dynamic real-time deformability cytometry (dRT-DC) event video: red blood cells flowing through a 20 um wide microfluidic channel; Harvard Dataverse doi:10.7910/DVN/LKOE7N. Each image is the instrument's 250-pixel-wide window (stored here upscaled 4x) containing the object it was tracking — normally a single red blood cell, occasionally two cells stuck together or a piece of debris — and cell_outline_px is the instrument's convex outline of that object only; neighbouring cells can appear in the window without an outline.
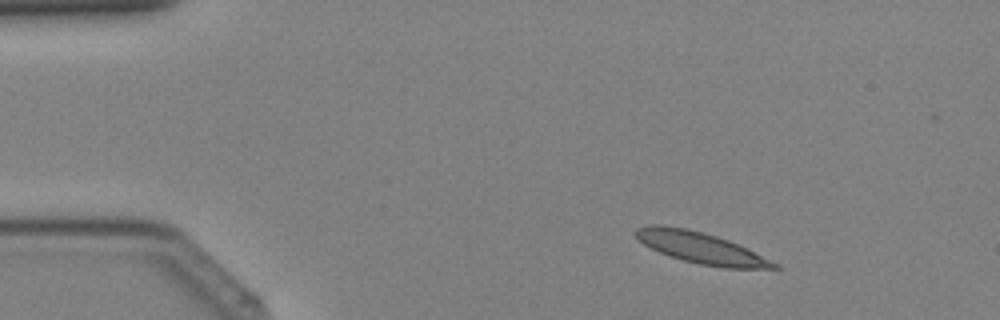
{"species": "Egyptian fruit bat (a non-hibernating species)", "species_latin": "Rousettus aegyptiacus", "temperature_condition": "cold", "stored_images_in_passage": 38, "camera_frame_rate_fps": 3000, "um_per_image_px": 0.085, "animal": {"sex": "female"}, "frame": {"image": 1, "passage_image": 4, "time_ms": 1.0, "image_size_px": [1000, 320], "cell_outline_px": [[784, 268], [724, 268], [700, 264], [684, 260], [660, 252], [644, 244], [632, 232], [636, 228], [648, 224], [660, 224], [688, 228], [704, 232], [728, 240], [748, 248], [780, 264]], "centroid_in_image_um": [59.59, 21.05], "position_along_channel_um": 25.4, "area_um2": 25.26}}
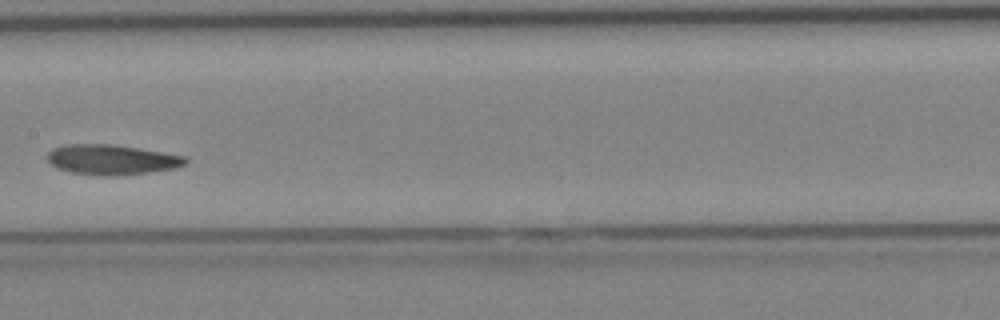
{"frame": {"image": 2, "passage_image": 19, "time_ms": 6.0, "image_size_px": [1000, 320], "cell_outline_px": [[188, 164], [172, 168], [148, 172], [108, 176], [104, 176], [72, 172], [56, 168], [48, 160], [48, 152], [52, 148], [64, 144], [112, 144], [188, 156]], "centroid_in_image_um": [9.5, 13.56], "position_along_channel_um": 197.9, "area_um2": 24.1}}
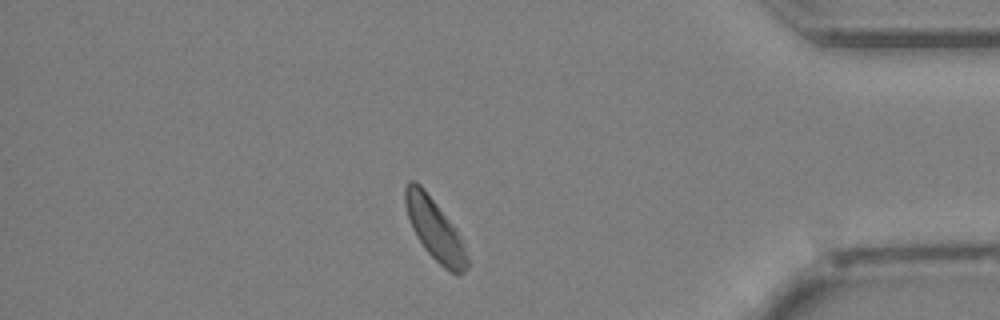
{"frame": {"image": 3, "passage_image": 33, "time_ms": 10.667, "image_size_px": [1000, 320], "cell_outline_px": [[472, 264], [460, 276], [456, 276], [444, 268], [424, 248], [416, 236], [412, 228], [404, 204], [404, 188], [408, 180], [412, 180], [420, 184], [424, 188], [456, 228]], "centroid_in_image_um": [36.98, 19.53], "position_along_channel_um": 398.2, "area_um2": 22.48}}